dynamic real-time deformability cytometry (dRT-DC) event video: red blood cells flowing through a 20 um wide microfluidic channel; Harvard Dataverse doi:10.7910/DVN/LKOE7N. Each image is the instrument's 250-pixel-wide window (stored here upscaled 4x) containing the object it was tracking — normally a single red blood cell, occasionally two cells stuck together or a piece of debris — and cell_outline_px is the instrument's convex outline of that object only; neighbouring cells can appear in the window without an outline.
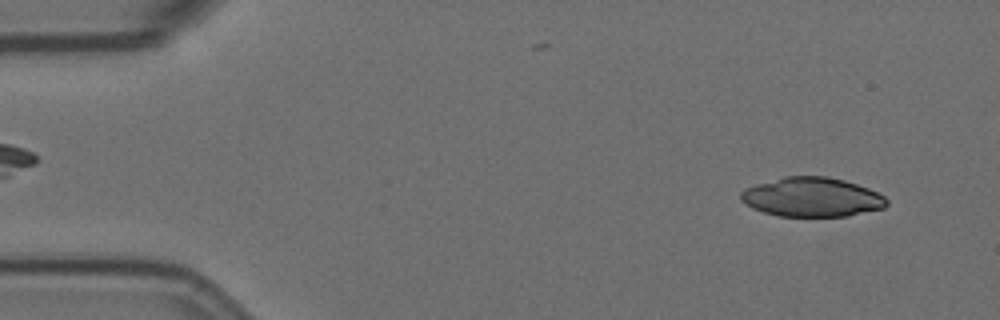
{"species": "Egyptian fruit bat (a non-hibernating species)", "species_latin": "Rousettus aegyptiacus", "temperature_condition": "room temperature", "stored_images_in_passage": 57, "camera_frame_rate_fps": 3000, "um_per_image_px": 0.085, "animal": {"sex": "female"}, "frame": {"image": 1, "passage_image": 5, "time_ms": 1.333, "image_size_px": [1000, 320], "cell_outline_px": [[888, 204], [884, 208], [848, 216], [780, 216], [764, 212], [752, 208], [740, 200], [740, 192], [744, 188], [756, 184], [784, 176], [828, 176], [844, 180], [868, 188], [884, 196], [888, 200]], "centroid_in_image_um": [69.0, 16.75], "position_along_channel_um": 16.0, "area_um2": 33.47}}